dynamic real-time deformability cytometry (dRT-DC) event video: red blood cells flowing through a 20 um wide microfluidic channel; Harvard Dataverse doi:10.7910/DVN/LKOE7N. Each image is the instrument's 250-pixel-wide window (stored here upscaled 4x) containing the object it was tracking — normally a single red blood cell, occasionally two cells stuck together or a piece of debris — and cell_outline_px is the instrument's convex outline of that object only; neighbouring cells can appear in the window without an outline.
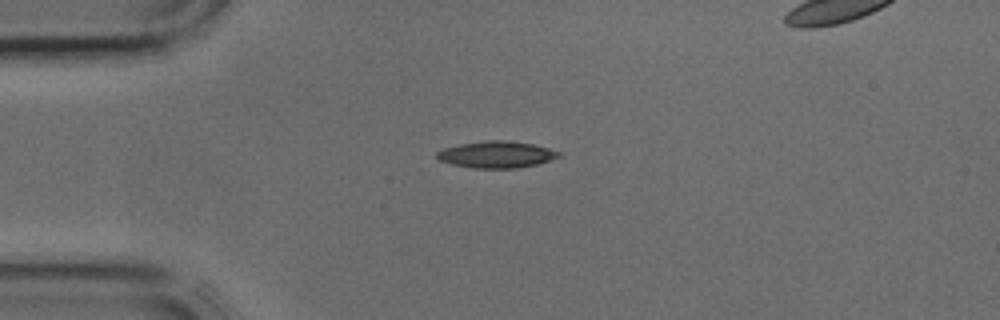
{"species": "common noctule bat (a hibernating species)", "species_latin": "Nyctalus noctula", "temperature_condition": "cold", "stored_images_in_passage": 3, "camera_frame_rate_fps": 3000, "um_per_image_px": 0.085, "animal": {"sex": "male", "body_mass_g": 17.9, "forearm_length_mm": 54.2}, "frame": {"image": 1, "passage_image": 3, "time_ms": 0.667, "image_size_px": [1000, 320], "cell_outline_px": [[560, 156], [536, 164], [516, 168], [472, 168], [452, 164], [440, 160], [436, 156], [436, 152], [444, 148], [460, 144], [484, 140], [504, 140], [532, 144], [548, 148], [560, 152]], "centroid_in_image_um": [42.16, 13.13], "position_along_channel_um": 42.8, "area_um2": 18.73}}